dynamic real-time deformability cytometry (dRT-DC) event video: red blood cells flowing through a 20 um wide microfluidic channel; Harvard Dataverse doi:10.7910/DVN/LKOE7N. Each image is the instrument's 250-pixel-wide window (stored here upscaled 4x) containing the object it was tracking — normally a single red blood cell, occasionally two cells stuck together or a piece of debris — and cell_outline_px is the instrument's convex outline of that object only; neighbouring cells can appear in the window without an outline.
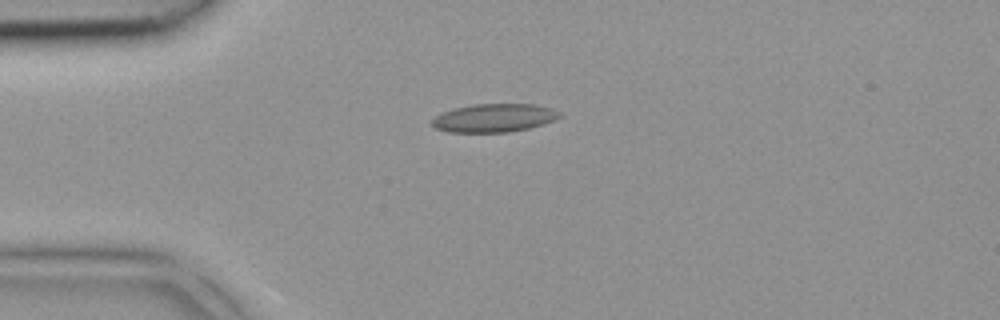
{"species": "common noctule bat (a hibernating species)", "species_latin": "Nyctalus noctula", "temperature_condition": "room temperature", "stored_images_in_passage": 3, "camera_frame_rate_fps": 3000, "um_per_image_px": 0.085, "animal": {"sex": "female", "body_mass_g": 18.4}, "frame": {"image": 1, "passage_image": 2, "time_ms": 0.333, "image_size_px": [1000, 320], "cell_outline_px": [[564, 116], [556, 120], [544, 124], [528, 128], [508, 132], [448, 132], [436, 128], [432, 124], [432, 120], [440, 112], [452, 108], [476, 104], [536, 104], [552, 108], [564, 112]], "centroid_in_image_um": [42.06, 10.01], "position_along_channel_um": 42.9, "area_um2": 21.39}}